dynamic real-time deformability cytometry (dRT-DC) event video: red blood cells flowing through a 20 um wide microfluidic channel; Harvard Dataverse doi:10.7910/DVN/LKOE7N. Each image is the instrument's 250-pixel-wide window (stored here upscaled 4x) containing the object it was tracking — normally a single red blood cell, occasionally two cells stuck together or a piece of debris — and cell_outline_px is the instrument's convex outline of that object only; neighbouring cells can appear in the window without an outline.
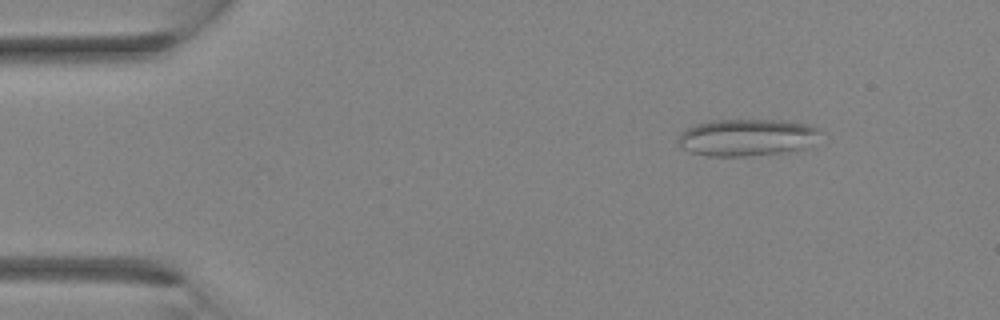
{"species": "Egyptian fruit bat (a non-hibernating species)", "species_latin": "Rousettus aegyptiacus", "temperature_condition": "room temperature", "stored_images_in_passage": 2, "camera_frame_rate_fps": 3000, "um_per_image_px": 0.085, "animal": {"sex": "female"}, "frame": {"image": 1, "passage_image": 1, "time_ms": 0.0, "image_size_px": [1000, 320], "cell_outline_px": [[820, 132], [804, 148], [796, 152], [748, 156], [704, 156], [688, 152], [680, 148], [676, 140], [680, 132], [696, 124], [708, 120], [780, 120], [808, 124], [820, 128]], "centroid_in_image_um": [63.42, 11.7], "position_along_channel_um": 21.6, "area_um2": 31.15}}